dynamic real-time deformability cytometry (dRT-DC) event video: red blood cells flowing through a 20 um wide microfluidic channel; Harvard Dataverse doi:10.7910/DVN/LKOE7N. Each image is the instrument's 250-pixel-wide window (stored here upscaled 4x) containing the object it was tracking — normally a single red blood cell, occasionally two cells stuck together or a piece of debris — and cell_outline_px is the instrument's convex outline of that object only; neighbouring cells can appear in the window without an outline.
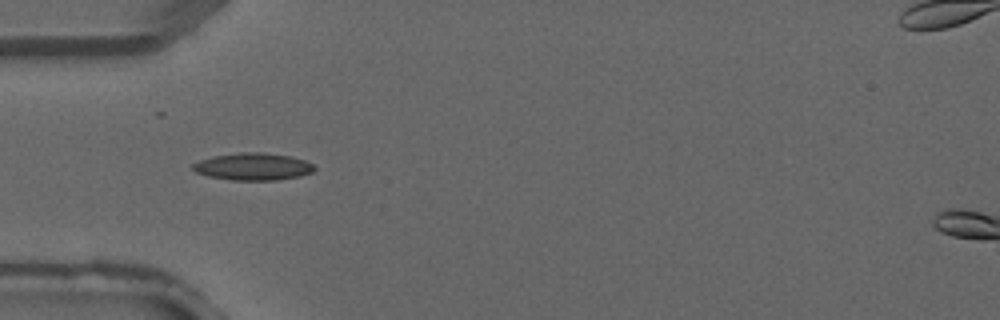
{"species": "common noctule bat (a hibernating species)", "species_latin": "Nyctalus noctula", "temperature_condition": "warm", "stored_images_in_passage": 4, "camera_frame_rate_fps": 3000, "um_per_image_px": 0.085, "animal": {"sex": "male", "forearm_length_mm": 52.5}, "frame": {"image": 1, "passage_image": 3, "time_ms": 0.667, "image_size_px": [1000, 320], "cell_outline_px": [[316, 168], [312, 172], [300, 176], [276, 180], [232, 180], [208, 176], [196, 172], [192, 168], [192, 164], [200, 160], [212, 156], [240, 152], [264, 152], [288, 156], [304, 160], [312, 164]], "centroid_in_image_um": [21.49, 14.16], "position_along_channel_um": 63.5, "area_um2": 19.25}}
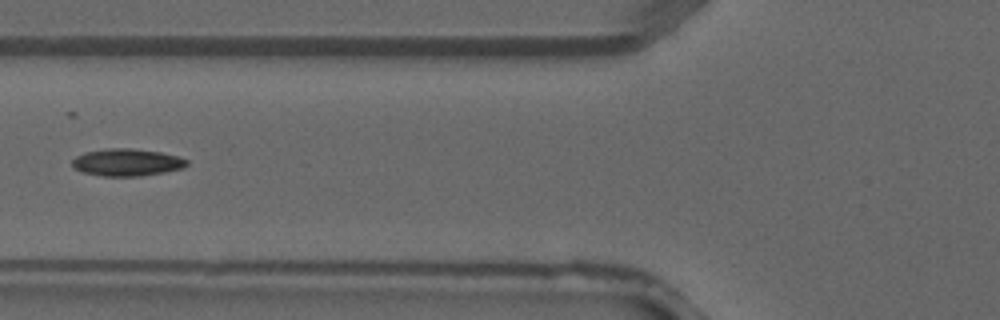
{"frame": {"image": 2, "passage_image": 4, "time_ms": 1.0, "image_size_px": [1000, 320], "cell_outline_px": [[188, 164], [184, 168], [164, 172], [140, 176], [104, 176], [84, 172], [76, 168], [72, 164], [72, 160], [76, 156], [88, 152], [108, 148], [132, 148], [160, 152], [180, 156], [188, 160]], "centroid_in_image_um": [10.85, 13.79], "position_along_channel_um": 115.0, "area_um2": 18.09}}